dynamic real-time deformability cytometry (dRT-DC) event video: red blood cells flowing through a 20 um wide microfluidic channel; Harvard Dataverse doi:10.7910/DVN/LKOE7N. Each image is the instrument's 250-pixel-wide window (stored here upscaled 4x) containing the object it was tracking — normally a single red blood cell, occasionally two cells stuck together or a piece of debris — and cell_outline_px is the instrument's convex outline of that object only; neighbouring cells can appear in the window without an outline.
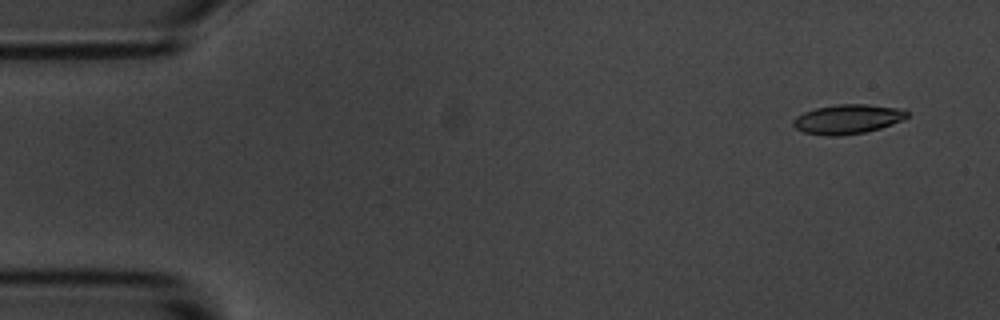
{"species": "common noctule bat (a hibernating species)", "species_latin": "Nyctalus noctula", "temperature_condition": "room temperature", "stored_images_in_passage": 9, "camera_frame_rate_fps": 3000, "um_per_image_px": 0.085, "animal": {"sex": "male", "body_mass_g": 20.1, "forearm_length_mm": 53.5}, "frame": {"image": 1, "passage_image": 1, "time_ms": 0.0, "image_size_px": [1000, 320], "cell_outline_px": [[908, 116], [892, 124], [880, 128], [864, 132], [840, 136], [824, 136], [804, 132], [796, 128], [792, 124], [792, 120], [796, 116], [804, 112], [816, 108], [836, 104], [868, 104], [900, 108], [908, 112]], "centroid_in_image_um": [72.01, 10.12], "position_along_channel_um": 13.0, "area_um2": 19.54}}
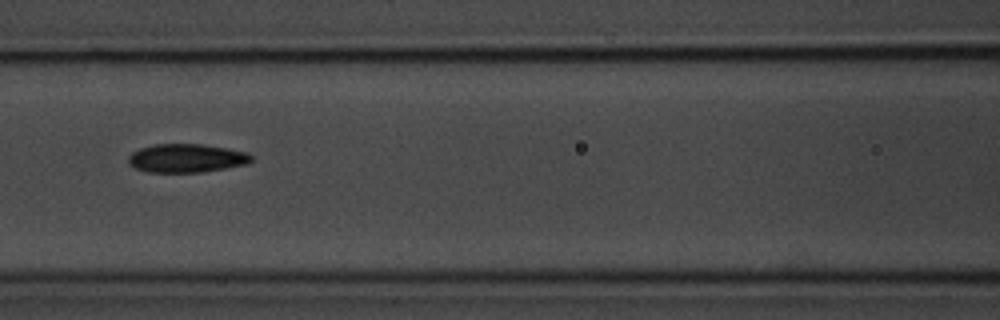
{"frame": {"image": 2, "passage_image": 7, "time_ms": 7.0, "image_size_px": [1000, 320], "cell_outline_px": [[252, 160], [248, 164], [204, 172], [148, 172], [136, 168], [128, 164], [128, 156], [132, 152], [140, 148], [152, 144], [204, 144], [228, 148], [248, 152], [252, 156]], "centroid_in_image_um": [15.86, 13.44], "position_along_channel_um": 150.7, "area_um2": 20.69}}
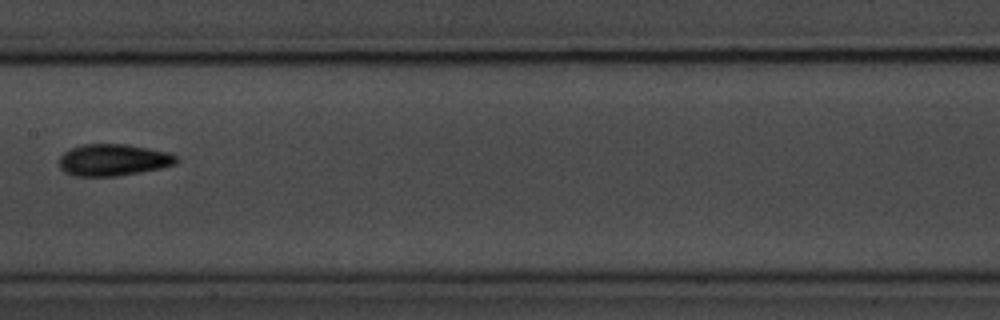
{"frame": {"image": 3, "passage_image": 8, "time_ms": 8.333, "image_size_px": [1000, 320], "cell_outline_px": [[180, 160], [176, 164], [160, 168], [140, 172], [116, 176], [72, 176], [64, 172], [60, 168], [60, 156], [64, 152], [72, 148], [84, 144], [124, 144], [148, 148], [168, 152], [176, 156]], "centroid_in_image_um": [9.63, 13.6], "position_along_channel_um": 197.8, "area_um2": 21.68}}